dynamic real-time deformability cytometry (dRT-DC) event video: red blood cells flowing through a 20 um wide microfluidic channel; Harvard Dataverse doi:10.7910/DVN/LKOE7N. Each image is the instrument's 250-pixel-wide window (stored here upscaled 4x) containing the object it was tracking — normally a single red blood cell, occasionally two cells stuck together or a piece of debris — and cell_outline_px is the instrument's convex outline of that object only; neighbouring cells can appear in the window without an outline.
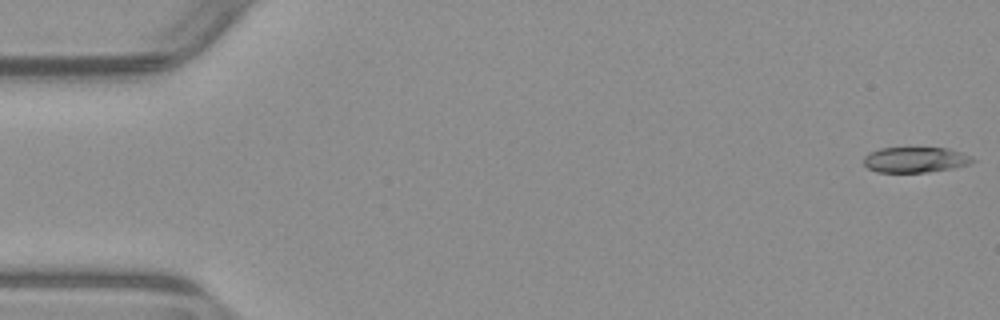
{"species": "common noctule bat (a hibernating species)", "species_latin": "Nyctalus noctula", "temperature_condition": "warm", "stored_images_in_passage": 52, "camera_frame_rate_fps": 3000, "um_per_image_px": 0.085, "animal": {"sex": "male", "body_mass_g": 23.1, "forearm_length_mm": 52.7}, "frame": {"image": 1, "passage_image": 1, "time_ms": 0.0, "image_size_px": [1000, 320], "cell_outline_px": [[976, 160], [968, 164], [952, 168], [928, 172], [876, 172], [868, 168], [864, 164], [864, 156], [868, 152], [880, 148], [948, 148], [972, 156]], "centroid_in_image_um": [77.78, 13.57], "position_along_channel_um": 7.2, "area_um2": 16.18}}
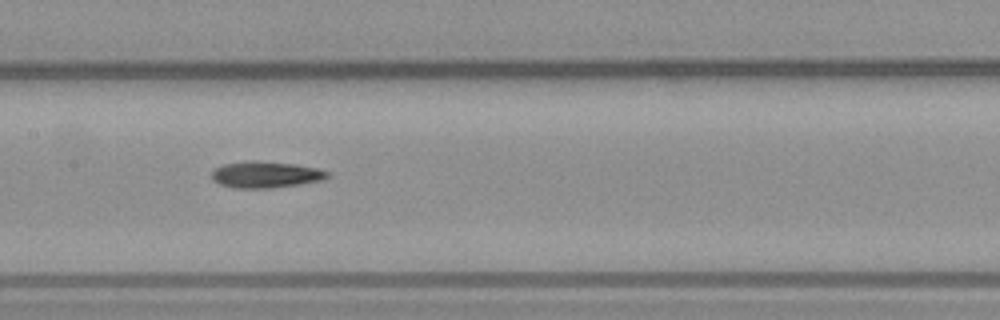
{"frame": {"image": 2, "passage_image": 26, "time_ms": 8.333, "image_size_px": [1000, 320], "cell_outline_px": [[332, 176], [324, 180], [300, 184], [272, 188], [232, 188], [220, 184], [212, 180], [212, 172], [216, 168], [224, 164], [296, 164], [316, 168], [328, 172]], "centroid_in_image_um": [22.65, 14.91], "position_along_channel_um": 184.7, "area_um2": 16.88}}
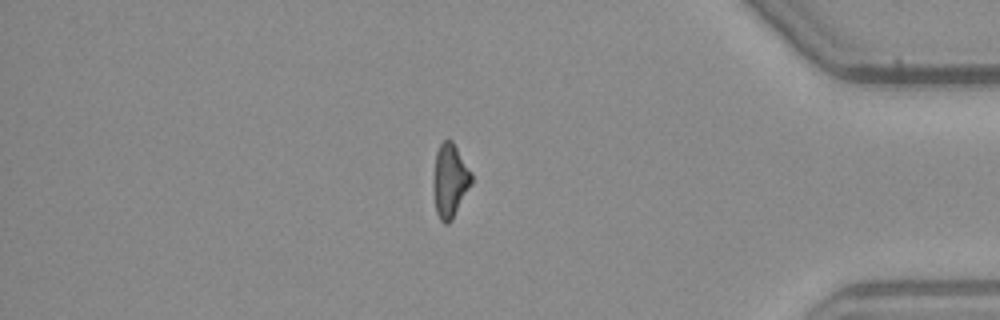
{"frame": {"image": 3, "passage_image": 45, "time_ms": 14.667, "image_size_px": [1000, 320], "cell_outline_px": [[472, 184], [452, 220], [448, 224], [444, 224], [440, 220], [436, 212], [432, 188], [432, 180], [436, 152], [440, 144], [444, 140], [452, 140], [472, 172]], "centroid_in_image_um": [38.23, 15.37], "position_along_channel_um": 397.0, "area_um2": 16.7}, "authors_computed_cell_mechanics": {"area_um2": 17.3111, "velocity_mm_per_s": 3.9104, "shape_relaxation_time_tau1_ms": null, "shape_relaxation_time_tau2_ms": 8.7516, "deformation_change_tau1": null, "deformation_change_tau2": 0.1957}}